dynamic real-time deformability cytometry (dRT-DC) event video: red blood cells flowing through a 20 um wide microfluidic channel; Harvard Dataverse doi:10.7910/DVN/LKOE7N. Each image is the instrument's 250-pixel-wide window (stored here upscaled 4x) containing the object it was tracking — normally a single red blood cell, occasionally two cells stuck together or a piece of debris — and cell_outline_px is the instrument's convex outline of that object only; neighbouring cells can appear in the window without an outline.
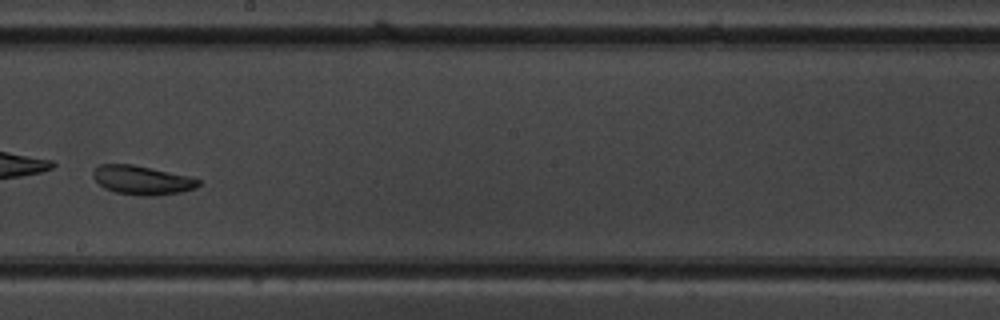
{"species": "common noctule bat (a hibernating species)", "species_latin": "Nyctalus noctula", "temperature_condition": "warm", "stored_images_in_passage": 10, "segment_of_instrument_passage": [2, 2], "camera_frame_rate_fps": 3000, "um_per_image_px": 0.085, "animal": {"sex": "male", "body_mass_g": 19.5, "forearm_length_mm": 54.6}, "frame": {"image": 1, "passage_image": 9, "time_ms": 9.0, "image_size_px": [1000, 320], "cell_outline_px": [[200, 184], [196, 188], [180, 192], [156, 196], [140, 196], [116, 192], [104, 188], [92, 176], [92, 172], [100, 164], [132, 164], [152, 168], [188, 176], [200, 180]], "centroid_in_image_um": [12.07, 15.31], "position_along_channel_um": 236.1, "area_um2": 17.74}}
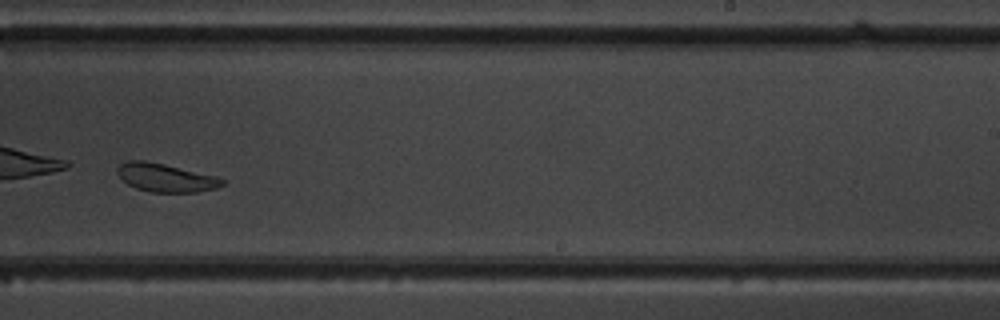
{"frame": {"image": 2, "passage_image": 10, "time_ms": 10.0, "image_size_px": [1000, 320], "cell_outline_px": [[228, 184], [216, 188], [196, 192], [152, 192], [136, 188], [128, 184], [116, 172], [116, 168], [120, 164], [128, 160], [144, 160], [164, 164], [216, 176], [224, 180]], "centroid_in_image_um": [14.1, 15.1], "position_along_channel_um": 274.9, "area_um2": 17.28}}